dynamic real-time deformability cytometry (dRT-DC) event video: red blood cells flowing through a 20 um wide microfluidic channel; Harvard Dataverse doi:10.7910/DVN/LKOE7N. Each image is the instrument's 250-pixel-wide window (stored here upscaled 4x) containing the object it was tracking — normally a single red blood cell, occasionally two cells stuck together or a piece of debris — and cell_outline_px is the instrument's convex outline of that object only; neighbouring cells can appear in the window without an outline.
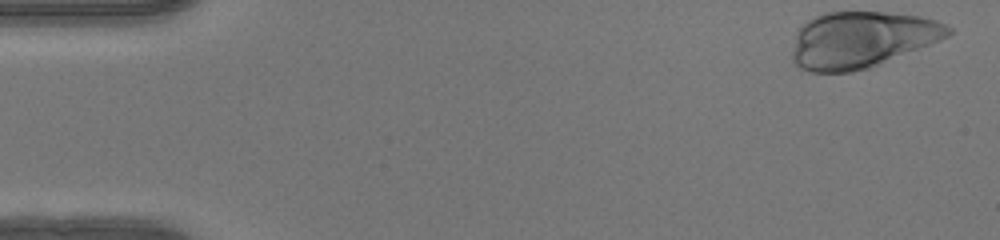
{"species": "human", "species_latin": "Homo sapiens", "temperature_condition": "warm", "stored_images_in_passage": 48, "camera_frame_rate_fps": 3000, "um_per_image_px": 0.085, "donor": {"sex": "female"}, "frame": {"image": 1, "passage_image": 1, "time_ms": 0.0, "image_size_px": [1000, 240], "cell_outline_px": [[952, 32], [948, 36], [940, 40], [880, 64], [868, 68], [852, 72], [812, 72], [800, 68], [792, 60], [792, 52], [796, 28], [808, 20], [824, 12], [884, 12], [920, 16], [936, 20], [948, 24], [952, 28]], "centroid_in_image_um": [73.22, 3.37], "position_along_channel_um": 11.8, "area_um2": 51.44}}
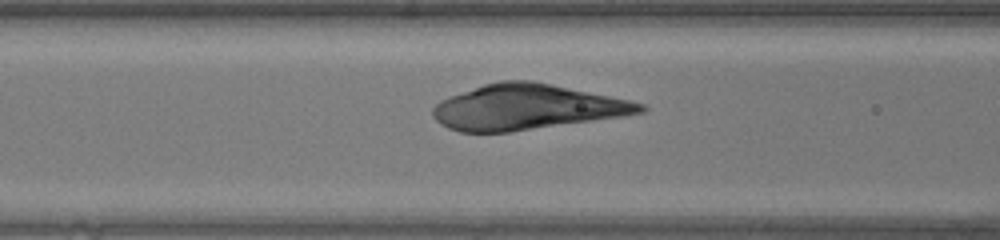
{"frame": {"image": 2, "passage_image": 19, "time_ms": 6.0, "image_size_px": [1000, 240], "cell_outline_px": [[648, 108], [644, 112], [624, 116], [508, 132], [460, 132], [448, 128], [440, 124], [432, 116], [432, 108], [440, 100], [448, 96], [484, 84], [500, 80], [532, 80], [552, 84], [628, 100], [644, 104]], "centroid_in_image_um": [44.73, 9.1], "position_along_channel_um": 121.9, "area_um2": 54.56}}
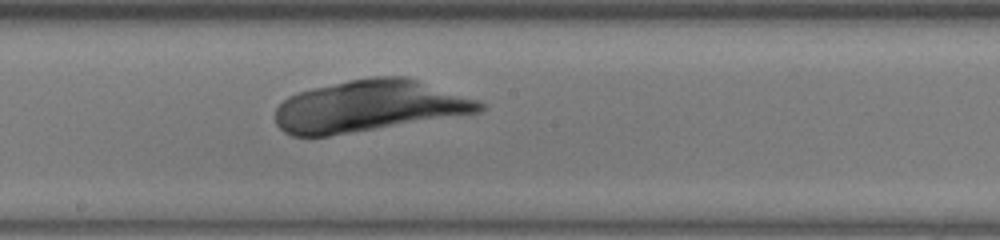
{"frame": {"image": 3, "passage_image": 26, "time_ms": 8.333, "image_size_px": [1000, 240], "cell_outline_px": [[484, 108], [480, 112], [328, 136], [292, 136], [284, 132], [276, 124], [276, 108], [288, 96], [296, 92], [312, 88], [348, 80], [372, 76], [404, 76], [480, 100], [484, 104]], "centroid_in_image_um": [31.35, 9.01], "position_along_channel_um": 216.9, "area_um2": 60.98}}